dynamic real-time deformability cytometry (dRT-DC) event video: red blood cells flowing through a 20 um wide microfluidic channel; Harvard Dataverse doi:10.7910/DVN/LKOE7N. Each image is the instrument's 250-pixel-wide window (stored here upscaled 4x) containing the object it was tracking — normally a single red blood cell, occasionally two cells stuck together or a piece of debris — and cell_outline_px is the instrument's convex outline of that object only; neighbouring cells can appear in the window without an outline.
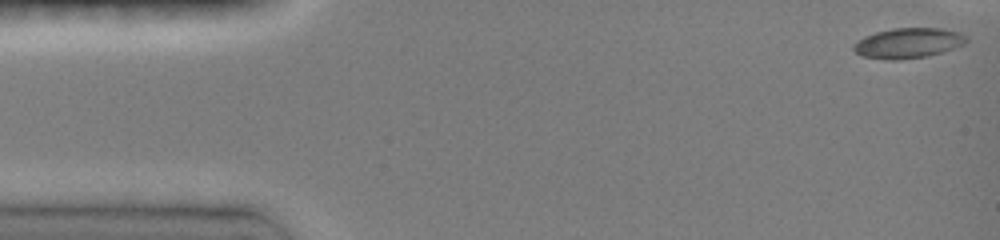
{"species": "common noctule bat (a hibernating species)", "species_latin": "Nyctalus noctula", "temperature_condition": "room temperature", "stored_images_in_passage": 12, "camera_frame_rate_fps": 3000, "um_per_image_px": 0.085, "animal": {"sex": "female", "body_mass_g": 19.0, "forearm_length_mm": 51.5}, "frame": {"image": 1, "passage_image": 1, "time_ms": 0.0, "image_size_px": [1000, 240], "cell_outline_px": [[968, 40], [964, 44], [928, 56], [900, 60], [888, 60], [860, 56], [852, 48], [852, 44], [856, 40], [864, 36], [876, 32], [892, 28], [940, 28], [960, 32]], "centroid_in_image_um": [77.13, 3.66], "position_along_channel_um": 7.9, "area_um2": 19.94}}